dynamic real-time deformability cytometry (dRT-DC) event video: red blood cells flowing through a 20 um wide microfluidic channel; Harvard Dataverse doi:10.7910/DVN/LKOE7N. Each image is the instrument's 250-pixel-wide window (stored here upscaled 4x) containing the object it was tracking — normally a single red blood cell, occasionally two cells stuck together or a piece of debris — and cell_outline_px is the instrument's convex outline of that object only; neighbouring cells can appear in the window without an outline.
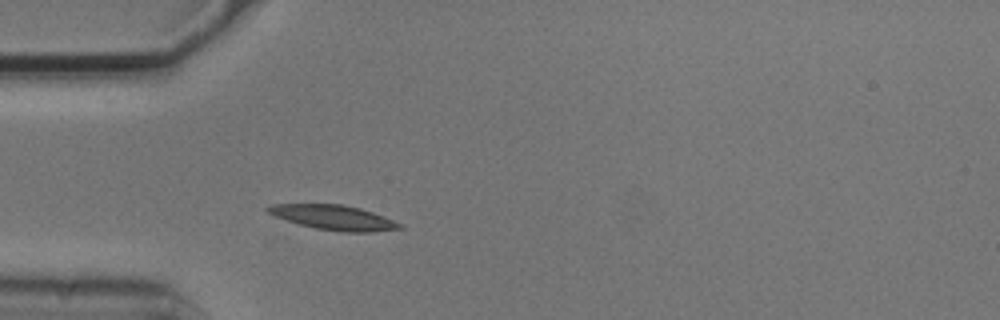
{"species": "common noctule bat (a hibernating species)", "species_latin": "Nyctalus noctula", "temperature_condition": "cold", "stored_images_in_passage": 1, "camera_frame_rate_fps": 3000, "um_per_image_px": 0.085, "animal": {"sex": "male", "body_mass_g": 20.5, "forearm_length_mm": 52.5}, "frame": {"image": 1, "passage_image": 1, "time_ms": 0.0, "image_size_px": [1000, 320], "cell_outline_px": [[404, 228], [372, 232], [340, 232], [316, 228], [300, 224], [276, 216], [268, 212], [264, 208], [272, 204], [344, 204], [360, 208], [384, 216], [404, 224]], "centroid_in_image_um": [28.43, 18.49], "position_along_channel_um": 56.6, "area_um2": 19.02}}